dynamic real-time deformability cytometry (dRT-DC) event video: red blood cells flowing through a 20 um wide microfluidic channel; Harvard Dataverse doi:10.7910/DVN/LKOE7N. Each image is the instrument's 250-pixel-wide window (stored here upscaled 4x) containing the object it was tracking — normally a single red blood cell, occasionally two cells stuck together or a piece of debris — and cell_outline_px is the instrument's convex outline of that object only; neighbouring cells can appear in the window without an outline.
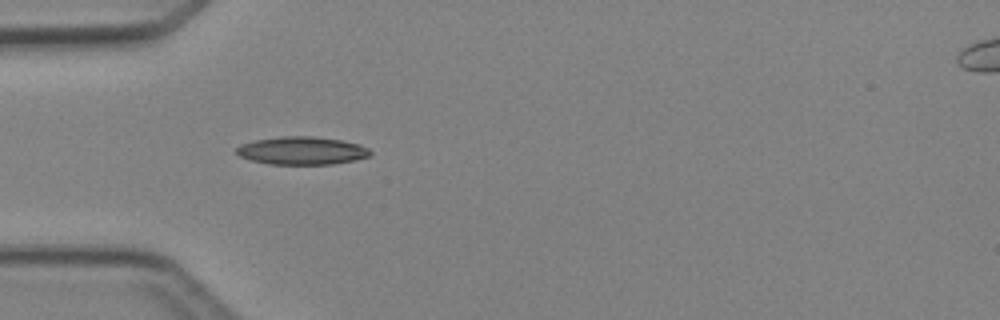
{"species": "Egyptian fruit bat (a non-hibernating species)", "species_latin": "Rousettus aegyptiacus", "temperature_condition": "cold", "stored_images_in_passage": 4, "camera_frame_rate_fps": 3000, "um_per_image_px": 0.085, "animal": {"sex": "female"}, "frame": {"image": 1, "passage_image": 4, "time_ms": 3.333, "image_size_px": [1000, 320], "cell_outline_px": [[372, 152], [368, 156], [356, 160], [332, 164], [272, 164], [252, 160], [240, 156], [236, 152], [236, 148], [240, 144], [256, 140], [280, 136], [312, 136], [340, 140], [360, 144], [368, 148]], "centroid_in_image_um": [25.67, 12.8], "position_along_channel_um": 59.3, "area_um2": 21.68}}